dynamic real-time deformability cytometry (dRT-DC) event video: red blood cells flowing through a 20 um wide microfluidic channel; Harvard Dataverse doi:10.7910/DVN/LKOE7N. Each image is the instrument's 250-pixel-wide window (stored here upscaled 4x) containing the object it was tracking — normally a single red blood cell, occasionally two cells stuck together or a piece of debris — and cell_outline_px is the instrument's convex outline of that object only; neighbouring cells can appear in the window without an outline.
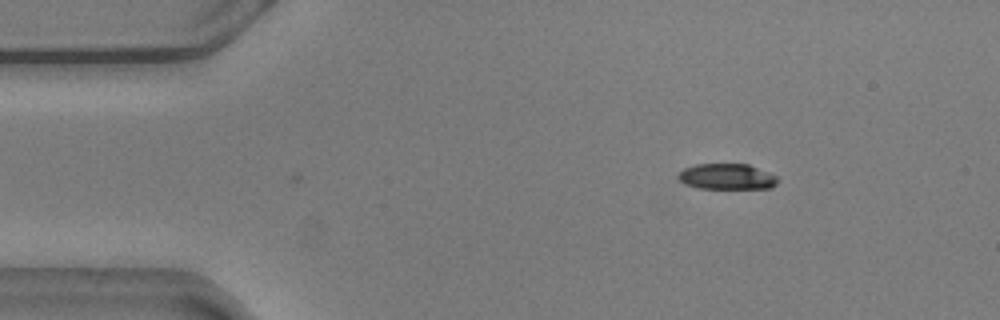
{"species": "common noctule bat (a hibernating species)", "species_latin": "Nyctalus noctula", "temperature_condition": "warm", "stored_images_in_passage": 4, "camera_frame_rate_fps": 3000, "um_per_image_px": 0.085, "animal": {"sex": "male", "body_mass_g": 20.5, "forearm_length_mm": 52.5}, "frame": {"image": 1, "passage_image": 4, "time_ms": 1.0, "image_size_px": [1000, 320], "cell_outline_px": [[780, 180], [772, 188], [696, 188], [684, 184], [676, 176], [684, 168], [696, 164], [748, 164], [768, 172], [776, 176]], "centroid_in_image_um": [61.78, 15.01], "position_along_channel_um": 23.2, "area_um2": 14.97}}